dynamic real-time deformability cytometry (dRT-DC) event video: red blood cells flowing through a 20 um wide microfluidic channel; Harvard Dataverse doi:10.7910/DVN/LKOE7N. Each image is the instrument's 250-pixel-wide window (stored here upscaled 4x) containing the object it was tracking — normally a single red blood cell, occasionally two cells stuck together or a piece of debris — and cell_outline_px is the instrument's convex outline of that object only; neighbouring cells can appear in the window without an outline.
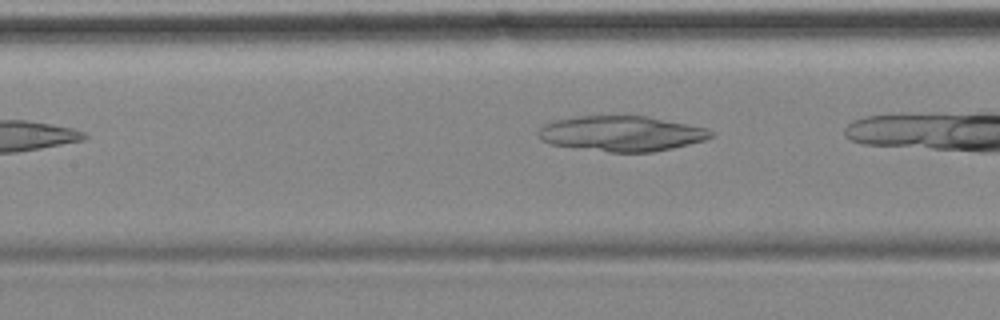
{"species": "common noctule bat (a hibernating species)", "species_latin": "Nyctalus noctula", "temperature_condition": "cold", "stored_images_in_passage": 7, "camera_frame_rate_fps": 3000, "um_per_image_px": 0.085, "animal": {"sex": "female", "body_mass_g": 18.4}, "frame": {"image": 1, "passage_image": 6, "time_ms": 6.333, "image_size_px": [1000, 320], "cell_outline_px": [[712, 136], [704, 140], [672, 148], [652, 152], [608, 152], [552, 144], [540, 140], [536, 132], [544, 124], [556, 120], [576, 116], [648, 116], [704, 128], [712, 132]], "centroid_in_image_um": [52.77, 11.35], "position_along_channel_um": 154.6, "area_um2": 35.14}}